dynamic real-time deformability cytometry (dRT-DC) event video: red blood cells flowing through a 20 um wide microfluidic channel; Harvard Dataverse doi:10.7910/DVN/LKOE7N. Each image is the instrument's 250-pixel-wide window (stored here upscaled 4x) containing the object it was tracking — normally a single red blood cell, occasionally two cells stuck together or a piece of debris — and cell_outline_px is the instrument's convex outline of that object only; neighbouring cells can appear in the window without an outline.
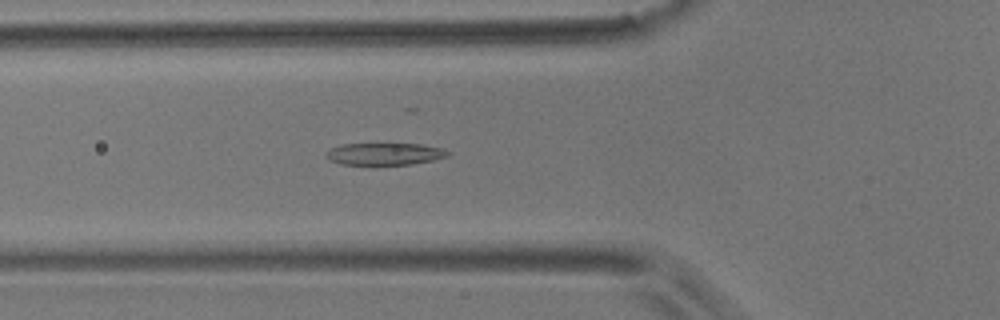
{"species": "common noctule bat (a hibernating species)", "species_latin": "Nyctalus noctula", "temperature_condition": "room temperature", "stored_images_in_passage": 38, "camera_frame_rate_fps": 3000, "um_per_image_px": 0.085, "animal": {"sex": "male", "body_mass_g": 17.9}, "frame": {"image": 1, "passage_image": 3, "time_ms": 0.667, "image_size_px": [1000, 320], "cell_outline_px": [[452, 152], [448, 156], [432, 160], [412, 164], [340, 164], [328, 160], [324, 156], [324, 152], [328, 148], [340, 144], [420, 144], [444, 148]], "centroid_in_image_um": [32.65, 13.07], "position_along_channel_um": 93.2, "area_um2": 15.84}}
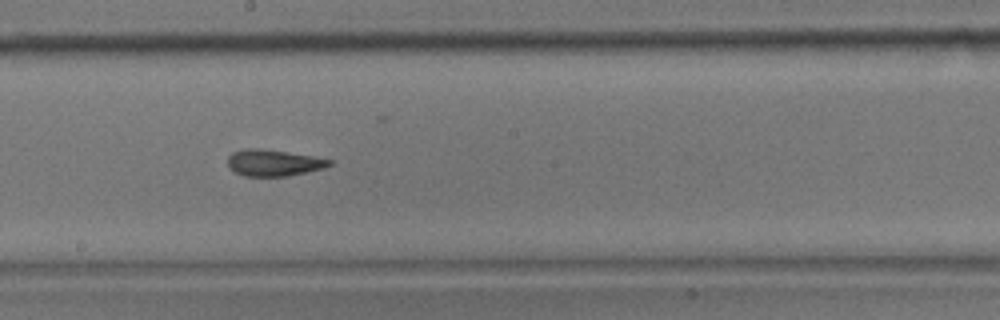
{"frame": {"image": 2, "passage_image": 14, "time_ms": 4.333, "image_size_px": [1000, 320], "cell_outline_px": [[332, 164], [324, 168], [288, 176], [244, 176], [236, 172], [228, 164], [228, 156], [232, 152], [244, 148], [256, 148], [288, 152], [312, 156], [332, 160]], "centroid_in_image_um": [23.25, 13.83], "position_along_channel_um": 224.9, "area_um2": 15.55}}
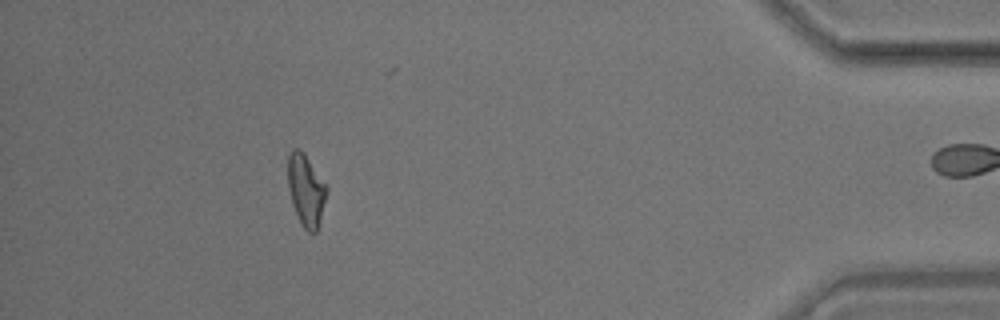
{"frame": {"image": 3, "passage_image": 34, "time_ms": 11.0, "image_size_px": [1000, 320], "cell_outline_px": [[328, 192], [316, 232], [308, 232], [300, 224], [292, 204], [288, 188], [288, 156], [292, 148], [300, 148], [304, 152], [328, 188]], "centroid_in_image_um": [26.0, 16.14], "position_along_channel_um": 409.2, "area_um2": 16.24}}